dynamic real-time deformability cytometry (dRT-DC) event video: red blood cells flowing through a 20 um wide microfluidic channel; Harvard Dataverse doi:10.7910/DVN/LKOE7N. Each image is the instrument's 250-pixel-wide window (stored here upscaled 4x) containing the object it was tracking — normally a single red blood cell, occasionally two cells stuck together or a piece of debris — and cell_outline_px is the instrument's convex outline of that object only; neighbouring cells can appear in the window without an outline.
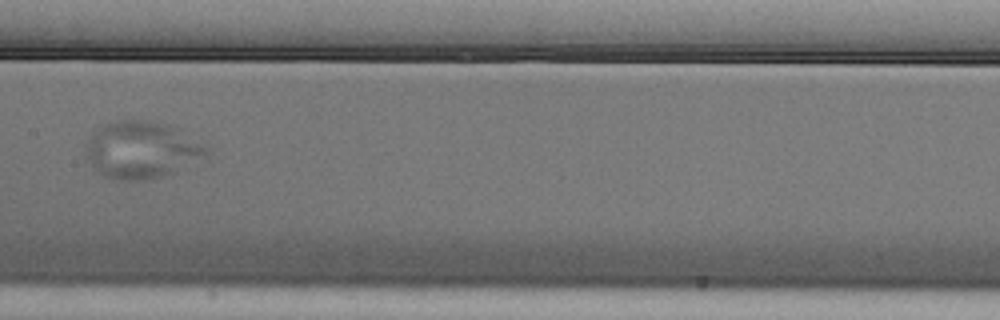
{"species": "Egyptian fruit bat (a non-hibernating species)", "species_latin": "Rousettus aegyptiacus", "temperature_condition": "cold", "stored_images_in_passage": 7, "camera_frame_rate_fps": 3000, "um_per_image_px": 0.085, "animal": {"sex": "male"}, "frame": {"image": 1, "passage_image": 4, "time_ms": 1.0, "image_size_px": [1000, 320], "cell_outline_px": [[212, 148], [172, 172], [160, 176], [144, 180], [112, 180], [96, 172], [92, 168], [84, 152], [84, 144], [92, 132], [100, 124], [116, 120], [148, 120], [164, 124], [176, 128]], "centroid_in_image_um": [11.88, 12.71], "position_along_channel_um": 195.5, "area_um2": 39.88}}